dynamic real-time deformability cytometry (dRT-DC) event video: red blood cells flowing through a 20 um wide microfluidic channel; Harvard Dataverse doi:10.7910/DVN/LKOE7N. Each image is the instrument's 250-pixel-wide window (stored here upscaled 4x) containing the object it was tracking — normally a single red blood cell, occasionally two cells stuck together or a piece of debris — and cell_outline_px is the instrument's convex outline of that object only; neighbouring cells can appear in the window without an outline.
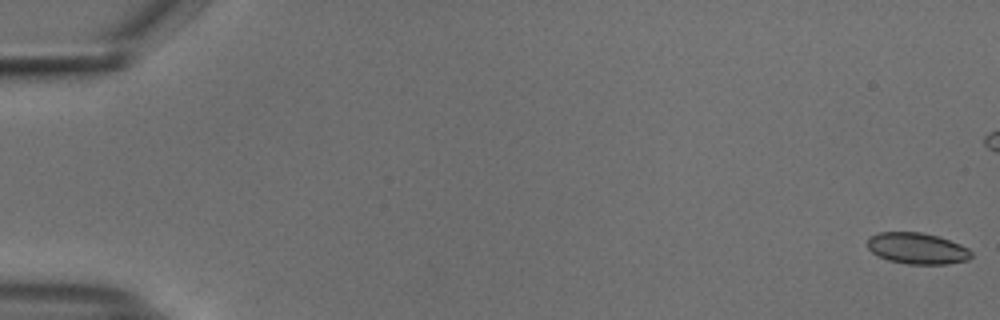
{"species": "common noctule bat (a hibernating species)", "species_latin": "Nyctalus noctula", "temperature_condition": "cold", "stored_images_in_passage": 12, "camera_frame_rate_fps": 3000, "um_per_image_px": 0.085, "animal": {"sex": "male", "body_mass_g": 18.8}, "frame": {"image": 1, "passage_image": 1, "time_ms": 0.0, "image_size_px": [1000, 320], "cell_outline_px": [[972, 256], [968, 260], [948, 264], [908, 264], [888, 260], [872, 252], [868, 248], [868, 236], [880, 232], [920, 232], [936, 236], [960, 244], [968, 248], [972, 252]], "centroid_in_image_um": [77.96, 21.12], "position_along_channel_um": 7.0, "area_um2": 18.84}}